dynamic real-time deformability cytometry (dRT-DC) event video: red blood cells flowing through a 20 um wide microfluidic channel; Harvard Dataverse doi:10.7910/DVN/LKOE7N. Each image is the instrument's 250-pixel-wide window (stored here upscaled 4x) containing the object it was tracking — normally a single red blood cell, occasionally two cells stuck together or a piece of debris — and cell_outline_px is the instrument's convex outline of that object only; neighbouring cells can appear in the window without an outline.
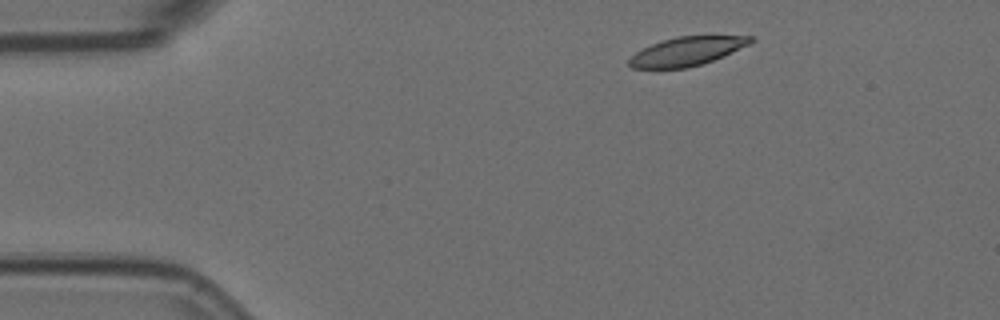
{"species": "Egyptian fruit bat (a non-hibernating species)", "species_latin": "Rousettus aegyptiacus", "temperature_condition": "room temperature", "stored_images_in_passage": 4, "camera_frame_rate_fps": 3000, "um_per_image_px": 0.085, "animal": {"sex": "female"}, "frame": {"image": 1, "passage_image": 2, "time_ms": 0.333, "image_size_px": [1000, 320], "cell_outline_px": [[756, 40], [748, 44], [712, 60], [688, 68], [632, 68], [628, 64], [628, 60], [636, 52], [652, 44], [676, 36], [756, 36]], "centroid_in_image_um": [58.37, 4.35], "position_along_channel_um": 26.6, "area_um2": 19.94}}